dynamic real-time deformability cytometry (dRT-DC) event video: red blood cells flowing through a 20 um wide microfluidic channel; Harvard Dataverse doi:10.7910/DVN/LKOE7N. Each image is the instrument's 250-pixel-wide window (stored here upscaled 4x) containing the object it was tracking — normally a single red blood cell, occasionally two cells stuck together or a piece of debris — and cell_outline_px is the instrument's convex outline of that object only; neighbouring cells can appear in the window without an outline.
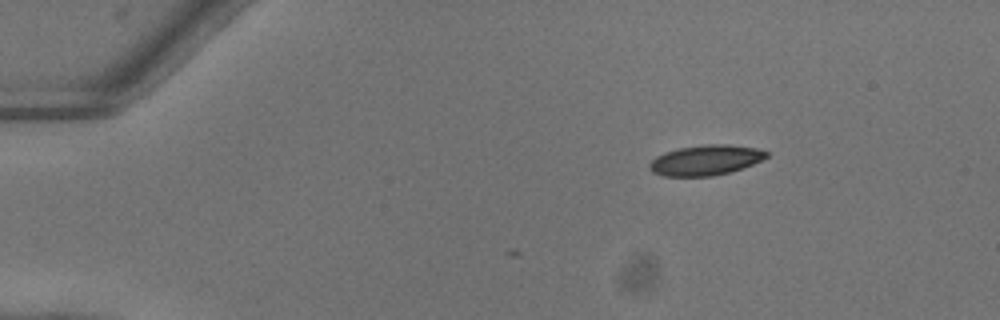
{"species": "common noctule bat (a hibernating species)", "species_latin": "Nyctalus noctula", "temperature_condition": "warm", "stored_images_in_passage": 3, "camera_frame_rate_fps": 3000, "um_per_image_px": 0.085, "animal": {"sex": "female"}, "frame": {"image": 1, "passage_image": 1, "time_ms": 0.0, "image_size_px": [1000, 320], "cell_outline_px": [[768, 156], [752, 164], [728, 172], [712, 176], [664, 176], [652, 172], [648, 168], [648, 164], [656, 156], [664, 152], [680, 148], [704, 144], [728, 144], [756, 148], [768, 152]], "centroid_in_image_um": [59.93, 13.61], "position_along_channel_um": 25.1, "area_um2": 20.46}}